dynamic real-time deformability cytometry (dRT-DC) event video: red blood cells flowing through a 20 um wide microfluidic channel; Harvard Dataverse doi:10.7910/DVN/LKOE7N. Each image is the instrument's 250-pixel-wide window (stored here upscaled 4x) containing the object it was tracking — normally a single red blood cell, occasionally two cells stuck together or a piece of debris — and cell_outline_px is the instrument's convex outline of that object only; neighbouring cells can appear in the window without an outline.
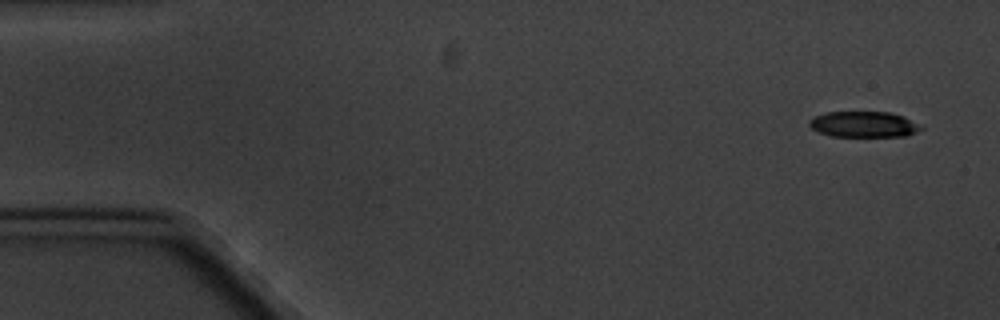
{"species": "common noctule bat (a hibernating species)", "species_latin": "Nyctalus noctula", "temperature_condition": "cold", "stored_images_in_passage": 5, "camera_frame_rate_fps": 3000, "um_per_image_px": 0.085, "animal": {"sex": "male", "body_mass_g": 20.1, "forearm_length_mm": 53.5}, "frame": {"image": 1, "passage_image": 1, "time_ms": 0.0, "image_size_px": [1000, 320], "cell_outline_px": [[924, 128], [908, 136], [832, 136], [820, 132], [812, 128], [808, 124], [808, 120], [816, 116], [828, 112], [888, 112], [924, 124]], "centroid_in_image_um": [73.47, 10.57], "position_along_channel_um": 11.5, "area_um2": 16.76}}